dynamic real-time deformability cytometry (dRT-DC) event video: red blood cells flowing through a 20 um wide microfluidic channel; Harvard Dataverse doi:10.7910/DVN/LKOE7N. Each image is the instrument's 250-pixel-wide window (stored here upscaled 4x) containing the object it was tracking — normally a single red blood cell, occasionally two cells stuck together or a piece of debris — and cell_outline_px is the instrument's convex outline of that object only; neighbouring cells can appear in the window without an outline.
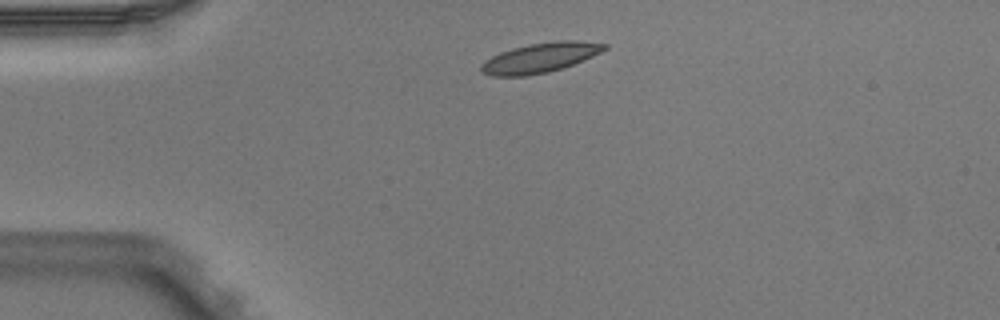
{"species": "Egyptian fruit bat (a non-hibernating species)", "species_latin": "Rousettus aegyptiacus", "temperature_condition": "warm", "stored_images_in_passage": 3, "camera_frame_rate_fps": 3000, "um_per_image_px": 0.085, "animal": {"sex": "male"}, "frame": {"image": 1, "passage_image": 1, "time_ms": 0.0, "image_size_px": [1000, 320], "cell_outline_px": [[608, 48], [592, 56], [572, 64], [548, 72], [524, 76], [492, 76], [480, 72], [480, 64], [484, 60], [500, 52], [512, 48], [528, 44], [556, 40], [580, 40], [608, 44]], "centroid_in_image_um": [45.88, 4.89], "position_along_channel_um": 39.1, "area_um2": 21.44}}
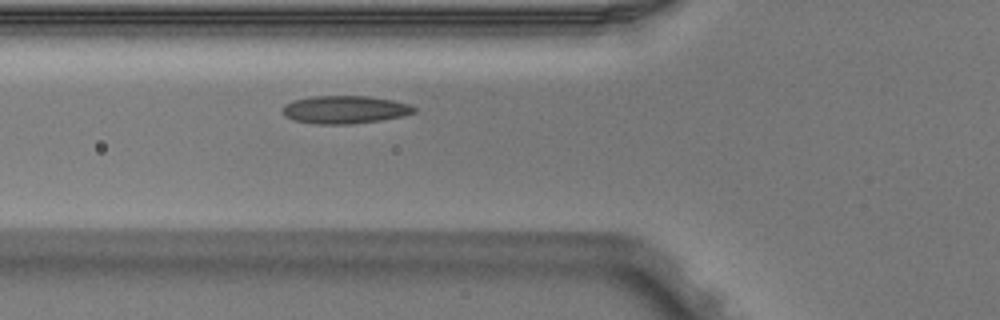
{"frame": {"image": 2, "passage_image": 3, "time_ms": 0.667, "image_size_px": [1000, 320], "cell_outline_px": [[416, 112], [400, 116], [380, 120], [352, 124], [320, 124], [292, 120], [284, 116], [280, 112], [280, 108], [284, 104], [292, 100], [308, 96], [368, 96], [392, 100], [412, 104], [416, 108]], "centroid_in_image_um": [29.25, 9.31], "position_along_channel_um": 96.6, "area_um2": 21.68}}